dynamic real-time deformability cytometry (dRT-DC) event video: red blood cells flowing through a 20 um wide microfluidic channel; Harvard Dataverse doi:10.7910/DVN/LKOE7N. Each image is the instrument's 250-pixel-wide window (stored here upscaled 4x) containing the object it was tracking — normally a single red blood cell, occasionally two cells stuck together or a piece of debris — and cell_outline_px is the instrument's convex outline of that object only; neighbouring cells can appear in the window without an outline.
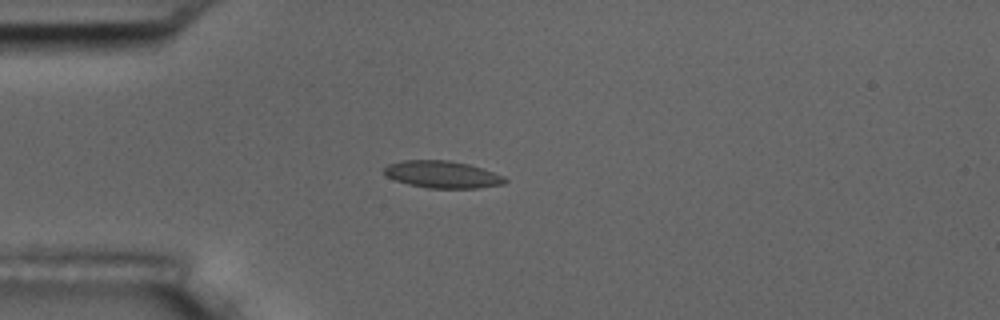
{"species": "common noctule bat (a hibernating species)", "species_latin": "Nyctalus noctula", "temperature_condition": "room temperature", "stored_images_in_passage": 8, "camera_frame_rate_fps": 3000, "um_per_image_px": 0.085, "animal": {"sex": "male", "body_mass_g": 17.5, "forearm_length_mm": 52.3}, "frame": {"image": 1, "passage_image": 5, "time_ms": 4.667, "image_size_px": [1000, 320], "cell_outline_px": [[508, 180], [504, 184], [476, 188], [428, 188], [408, 184], [396, 180], [388, 176], [384, 172], [384, 168], [388, 164], [404, 160], [448, 160], [468, 164], [484, 168], [504, 176]], "centroid_in_image_um": [37.63, 14.82], "position_along_channel_um": 47.4, "area_um2": 19.07}}